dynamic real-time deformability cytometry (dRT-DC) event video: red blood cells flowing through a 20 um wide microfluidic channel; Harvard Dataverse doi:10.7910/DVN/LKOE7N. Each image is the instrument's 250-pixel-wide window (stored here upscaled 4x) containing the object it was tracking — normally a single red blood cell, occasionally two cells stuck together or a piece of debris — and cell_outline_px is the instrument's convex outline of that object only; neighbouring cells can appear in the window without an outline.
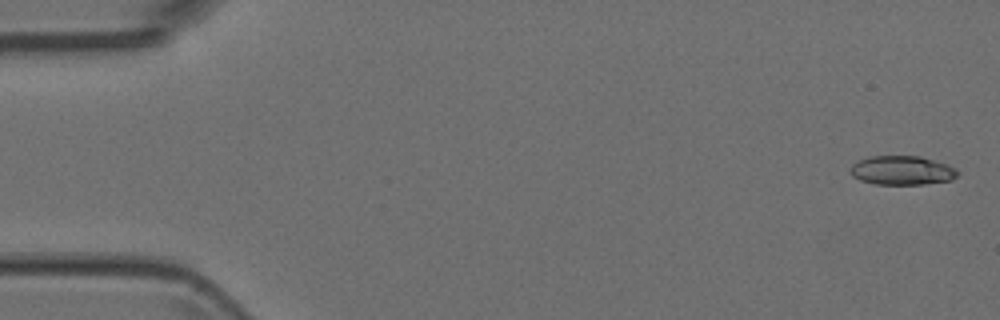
{"species": "Egyptian fruit bat (a non-hibernating species)", "species_latin": "Rousettus aegyptiacus", "temperature_condition": "room temperature", "stored_images_in_passage": 4, "camera_frame_rate_fps": 3000, "um_per_image_px": 0.085, "animal": {"sex": "female"}, "frame": {"image": 1, "passage_image": 1, "time_ms": 0.0, "image_size_px": [1000, 320], "cell_outline_px": [[960, 172], [952, 180], [924, 184], [876, 184], [860, 180], [852, 176], [848, 172], [852, 164], [868, 156], [920, 156], [948, 164], [956, 168]], "centroid_in_image_um": [76.67, 14.48], "position_along_channel_um": 8.3, "area_um2": 18.32}}
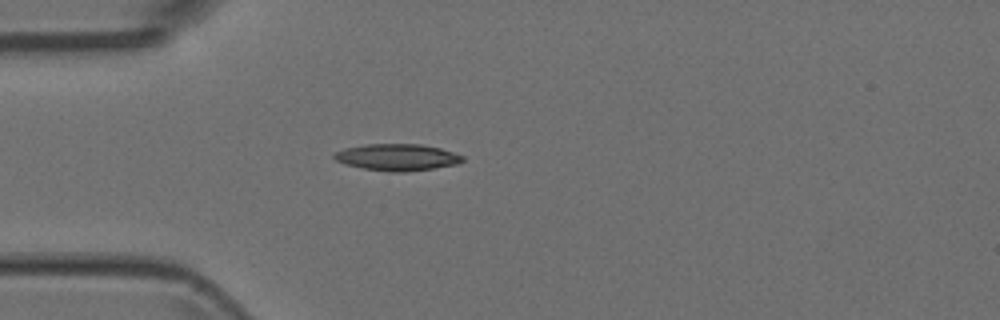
{"frame": {"image": 2, "passage_image": 4, "time_ms": 1.0, "image_size_px": [1000, 320], "cell_outline_px": [[464, 160], [456, 164], [432, 168], [404, 172], [388, 172], [364, 168], [344, 164], [336, 160], [332, 156], [336, 152], [344, 148], [364, 144], [420, 144], [440, 148], [464, 156]], "centroid_in_image_um": [33.73, 13.36], "position_along_channel_um": 51.3, "area_um2": 19.88}}